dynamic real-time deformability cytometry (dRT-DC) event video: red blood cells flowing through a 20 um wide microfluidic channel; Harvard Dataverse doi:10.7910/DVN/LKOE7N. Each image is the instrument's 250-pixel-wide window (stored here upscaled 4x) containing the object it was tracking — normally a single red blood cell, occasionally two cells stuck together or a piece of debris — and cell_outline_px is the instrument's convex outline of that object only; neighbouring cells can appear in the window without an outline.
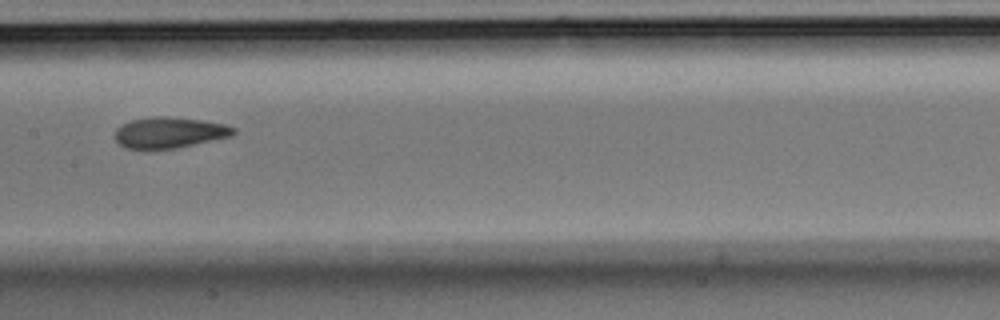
{"species": "Egyptian fruit bat (a non-hibernating species)", "species_latin": "Rousettus aegyptiacus", "temperature_condition": "room temperature", "stored_images_in_passage": 9, "camera_frame_rate_fps": 3000, "um_per_image_px": 0.085, "animal": {"sex": "male"}, "frame": {"image": 1, "passage_image": 6, "time_ms": 1.667, "image_size_px": [1000, 320], "cell_outline_px": [[236, 132], [232, 136], [176, 148], [124, 148], [116, 140], [116, 128], [132, 120], [152, 116], [168, 116], [200, 120], [224, 124], [236, 128]], "centroid_in_image_um": [14.42, 11.26], "position_along_channel_um": 193.0, "area_um2": 21.1}}
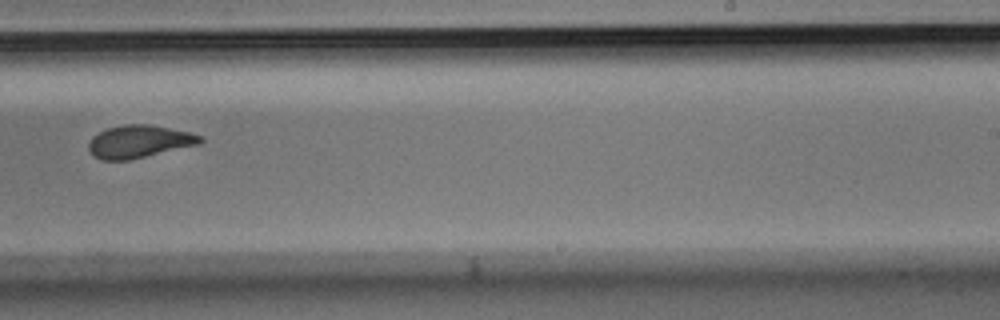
{"frame": {"image": 2, "passage_image": 8, "time_ms": 2.333, "image_size_px": [1000, 320], "cell_outline_px": [[204, 140], [200, 144], [128, 160], [100, 160], [88, 148], [88, 144], [92, 136], [108, 128], [124, 124], [148, 124], [188, 132], [204, 136]], "centroid_in_image_um": [11.84, 12.03], "position_along_channel_um": 277.2, "area_um2": 21.04}}
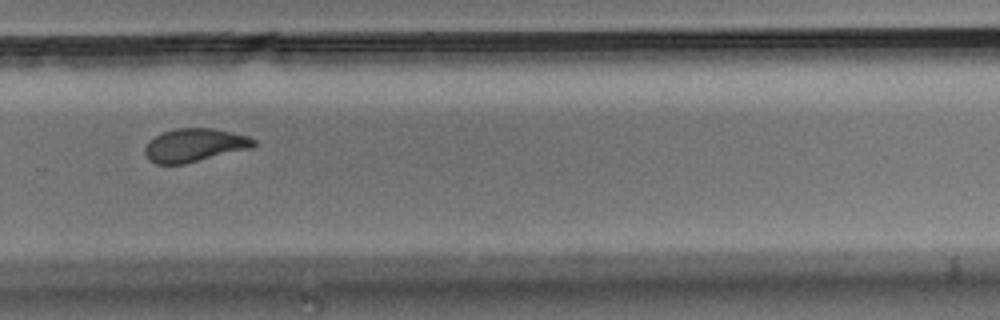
{"frame": {"image": 3, "passage_image": 9, "time_ms": 2.667, "image_size_px": [1000, 320], "cell_outline_px": [[256, 144], [252, 148], [184, 164], [156, 164], [148, 160], [144, 152], [144, 148], [156, 136], [164, 132], [176, 128], [212, 128], [248, 136], [256, 140]], "centroid_in_image_um": [16.55, 12.35], "position_along_channel_um": 313.3, "area_um2": 20.98}}